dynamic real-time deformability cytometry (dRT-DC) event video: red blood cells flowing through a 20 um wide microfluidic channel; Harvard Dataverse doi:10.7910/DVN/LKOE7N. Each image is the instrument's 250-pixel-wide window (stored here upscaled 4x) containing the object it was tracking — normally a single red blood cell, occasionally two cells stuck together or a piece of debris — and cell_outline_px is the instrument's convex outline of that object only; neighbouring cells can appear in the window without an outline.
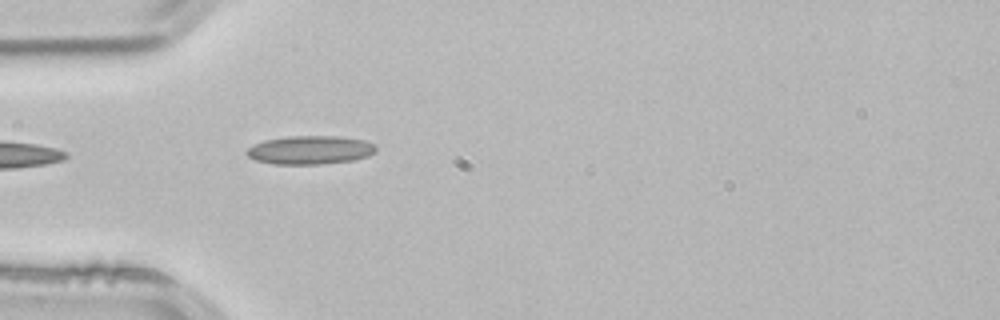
{"species": "common noctule bat (a hibernating species)", "species_latin": "Nyctalus noctula", "temperature_condition": "room temperature", "stored_images_in_passage": 3, "camera_frame_rate_fps": 3000, "um_per_image_px": 0.085, "animal": {"sex": "male", "body_mass_g": 21.5, "forearm_length_mm": 52.0}, "frame": {"image": 1, "passage_image": 3, "time_ms": 0.667, "image_size_px": [1000, 320], "cell_outline_px": [[376, 152], [368, 156], [352, 160], [320, 164], [276, 164], [256, 160], [248, 156], [244, 152], [252, 144], [264, 140], [288, 136], [340, 136], [364, 140], [372, 144], [376, 148]], "centroid_in_image_um": [26.33, 12.74], "position_along_channel_um": 58.7, "area_um2": 21.5}}